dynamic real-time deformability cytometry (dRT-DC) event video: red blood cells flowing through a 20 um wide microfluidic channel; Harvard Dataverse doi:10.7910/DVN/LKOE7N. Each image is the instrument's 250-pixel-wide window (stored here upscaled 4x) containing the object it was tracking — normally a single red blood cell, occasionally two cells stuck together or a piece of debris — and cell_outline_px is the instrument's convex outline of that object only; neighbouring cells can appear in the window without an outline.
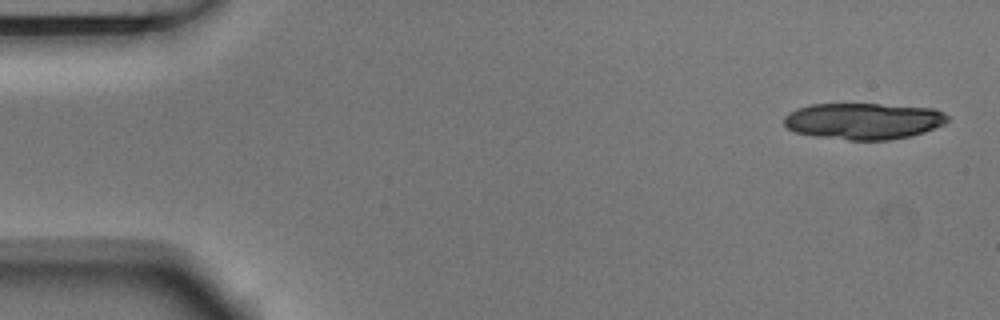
{"species": "Egyptian fruit bat (a non-hibernating species)", "species_latin": "Rousettus aegyptiacus", "temperature_condition": "room temperature", "stored_images_in_passage": 4, "camera_frame_rate_fps": 3000, "um_per_image_px": 0.085, "animal": {"sex": "male"}, "frame": {"image": 1, "passage_image": 1, "time_ms": 0.0, "image_size_px": [1000, 320], "cell_outline_px": [[948, 120], [944, 124], [924, 132], [912, 136], [888, 140], [848, 140], [812, 136], [796, 132], [788, 128], [784, 124], [784, 116], [788, 112], [796, 108], [812, 104], [880, 104], [932, 108], [944, 112], [948, 116]], "centroid_in_image_um": [73.38, 10.29], "position_along_channel_um": 11.6, "area_um2": 34.91}}